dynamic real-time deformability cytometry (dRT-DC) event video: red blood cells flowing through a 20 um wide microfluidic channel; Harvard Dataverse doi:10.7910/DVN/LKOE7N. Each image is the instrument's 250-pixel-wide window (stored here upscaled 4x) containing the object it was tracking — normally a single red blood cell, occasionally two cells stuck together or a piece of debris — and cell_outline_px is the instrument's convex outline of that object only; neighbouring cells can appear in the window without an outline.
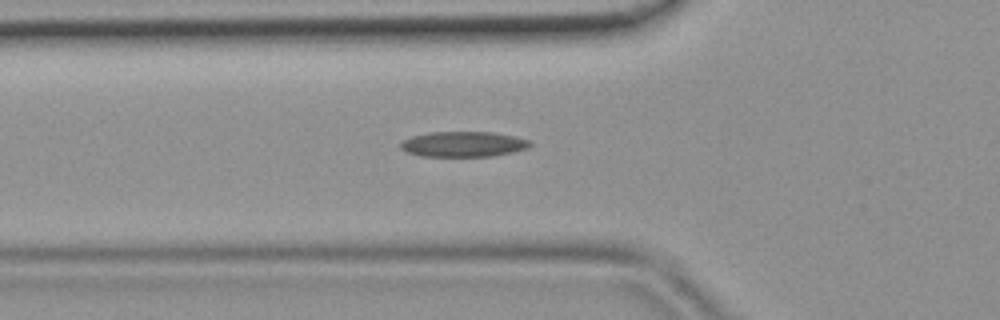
{"species": "common noctule bat (a hibernating species)", "species_latin": "Nyctalus noctula", "temperature_condition": "room temperature", "stored_images_in_passage": 40, "camera_frame_rate_fps": 3000, "um_per_image_px": 0.085, "animal": {"sex": "female", "body_mass_g": 19.9}, "frame": {"image": 1, "passage_image": 15, "time_ms": 4.667, "image_size_px": [1000, 320], "cell_outline_px": [[532, 144], [528, 148], [512, 152], [492, 156], [420, 156], [408, 152], [400, 148], [400, 144], [404, 140], [412, 136], [428, 132], [492, 132], [532, 140]], "centroid_in_image_um": [39.4, 12.25], "position_along_channel_um": 86.4, "area_um2": 19.07}}
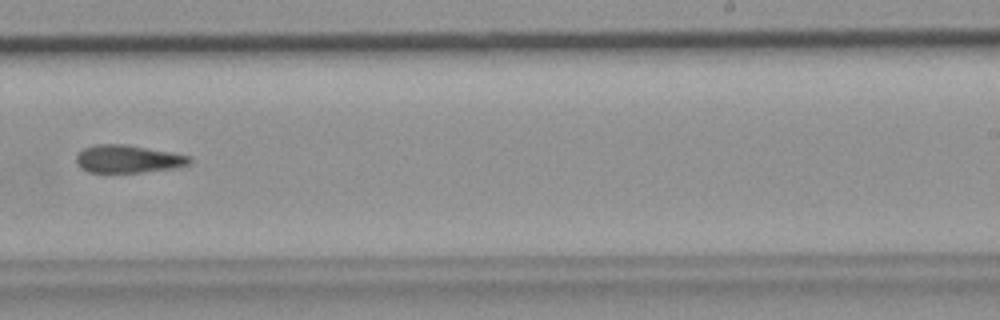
{"frame": {"image": 2, "passage_image": 28, "time_ms": 9.0, "image_size_px": [1000, 320], "cell_outline_px": [[192, 164], [184, 168], [140, 172], [88, 172], [80, 168], [76, 164], [76, 156], [84, 148], [92, 144], [128, 144], [172, 152], [192, 156]], "centroid_in_image_um": [10.96, 13.51], "position_along_channel_um": 278.0, "area_um2": 18.9}}
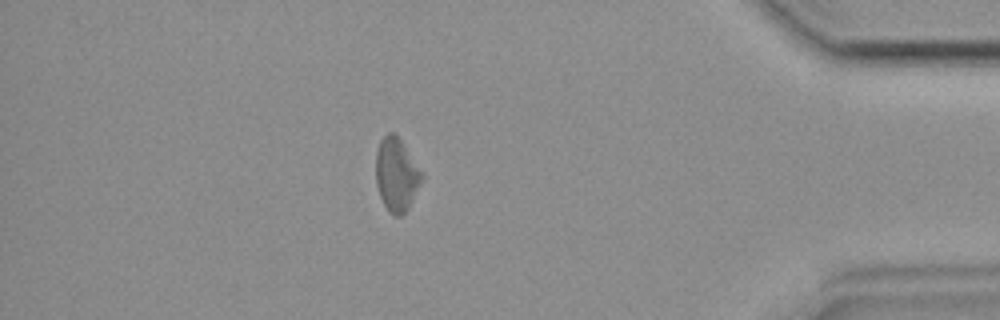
{"frame": {"image": 3, "passage_image": 39, "time_ms": 12.667, "image_size_px": [1000, 320], "cell_outline_px": [[424, 176], [408, 208], [400, 216], [396, 216], [388, 212], [380, 196], [376, 184], [376, 152], [380, 140], [388, 132], [392, 132], [400, 140], [424, 172]], "centroid_in_image_um": [33.7, 14.84], "position_along_channel_um": 401.5, "area_um2": 19.54}}